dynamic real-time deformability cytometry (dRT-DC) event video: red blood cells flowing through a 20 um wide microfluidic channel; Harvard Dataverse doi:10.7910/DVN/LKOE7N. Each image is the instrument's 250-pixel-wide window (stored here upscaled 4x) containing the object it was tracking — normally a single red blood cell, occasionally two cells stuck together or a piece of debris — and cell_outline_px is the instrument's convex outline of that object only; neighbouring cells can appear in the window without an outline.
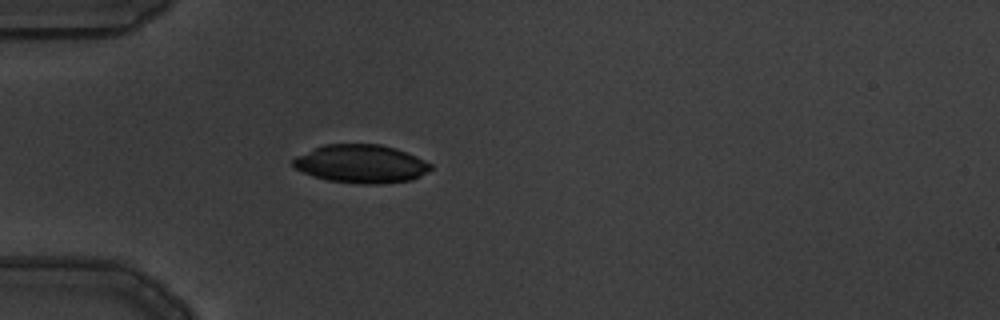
{"species": "common noctule bat (a hibernating species)", "species_latin": "Nyctalus noctula", "temperature_condition": "warm", "stored_images_in_passage": 4, "camera_frame_rate_fps": 3000, "um_per_image_px": 0.085, "animal": {"sex": "male", "body_mass_g": 19.5, "forearm_length_mm": 54.6}, "frame": {"image": 1, "passage_image": 4, "time_ms": 1.0, "image_size_px": [1000, 320], "cell_outline_px": [[432, 168], [420, 176], [412, 180], [380, 184], [364, 184], [328, 180], [312, 176], [296, 168], [292, 164], [292, 160], [296, 156], [324, 144], [380, 144], [396, 148], [416, 156], [432, 164]], "centroid_in_image_um": [30.7, 13.92], "position_along_channel_um": 54.3, "area_um2": 30.63}}